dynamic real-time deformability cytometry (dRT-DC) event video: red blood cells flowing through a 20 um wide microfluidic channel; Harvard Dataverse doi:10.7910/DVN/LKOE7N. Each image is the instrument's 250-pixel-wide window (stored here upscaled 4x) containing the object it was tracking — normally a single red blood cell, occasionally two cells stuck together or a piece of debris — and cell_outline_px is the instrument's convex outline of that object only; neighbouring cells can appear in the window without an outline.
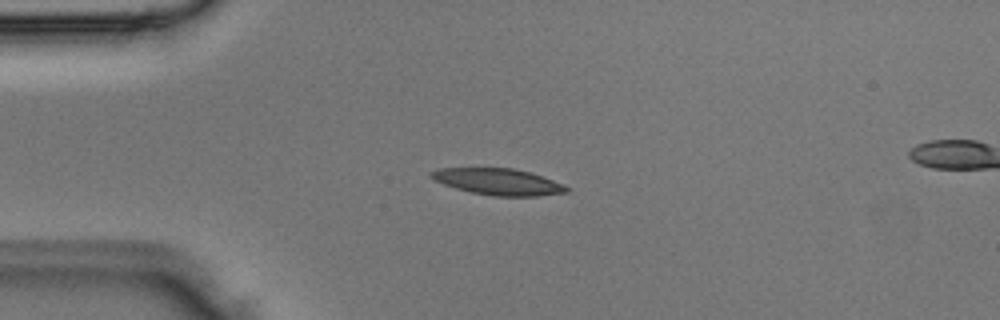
{"species": "Egyptian fruit bat (a non-hibernating species)", "species_latin": "Rousettus aegyptiacus", "temperature_condition": "room temperature", "stored_images_in_passage": 3, "camera_frame_rate_fps": 3000, "um_per_image_px": 0.085, "animal": {"sex": "male"}, "frame": {"image": 1, "passage_image": 2, "time_ms": 0.333, "image_size_px": [1000, 320], "cell_outline_px": [[568, 192], [536, 196], [492, 196], [472, 192], [456, 188], [432, 180], [428, 176], [428, 172], [436, 168], [512, 168], [528, 172], [552, 180], [568, 188]], "centroid_in_image_um": [42.24, 15.44], "position_along_channel_um": 42.8, "area_um2": 20.69}}